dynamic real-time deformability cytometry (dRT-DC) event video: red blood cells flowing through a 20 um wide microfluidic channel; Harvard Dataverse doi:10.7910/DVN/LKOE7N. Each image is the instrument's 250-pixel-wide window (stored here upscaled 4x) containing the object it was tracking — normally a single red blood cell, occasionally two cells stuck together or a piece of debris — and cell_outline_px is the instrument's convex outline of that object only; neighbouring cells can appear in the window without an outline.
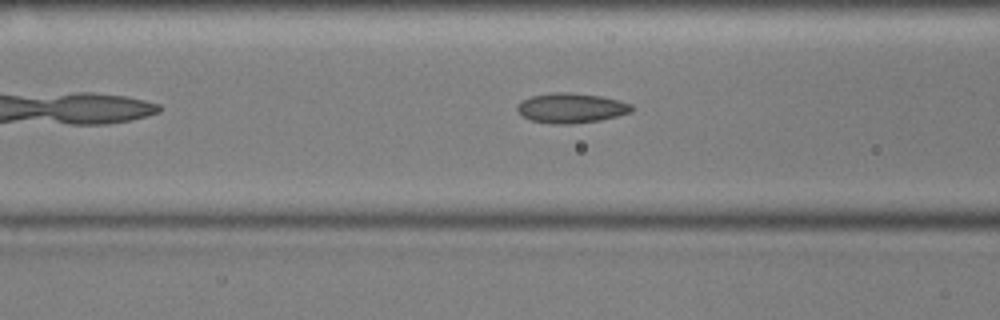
{"species": "common noctule bat (a hibernating species)", "species_latin": "Nyctalus noctula", "temperature_condition": "cold", "stored_images_in_passage": 32, "camera_frame_rate_fps": 3000, "um_per_image_px": 0.085, "animal": {"sex": "male", "body_mass_g": 17.9, "forearm_length_mm": 54.2}, "frame": {"image": 1, "passage_image": 9, "time_ms": 2.667, "image_size_px": [1000, 320], "cell_outline_px": [[636, 108], [632, 112], [600, 120], [568, 124], [548, 124], [532, 120], [524, 116], [516, 108], [516, 104], [520, 100], [532, 96], [552, 92], [568, 92], [600, 96], [620, 100], [632, 104]], "centroid_in_image_um": [48.56, 9.17], "position_along_channel_um": 118.0, "area_um2": 20.06}}
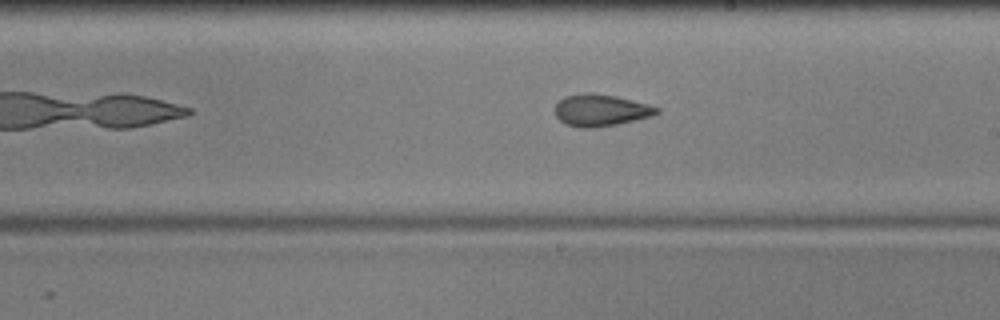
{"frame": {"image": 2, "passage_image": 19, "time_ms": 6.0, "image_size_px": [1000, 320], "cell_outline_px": [[660, 112], [652, 116], [616, 124], [596, 128], [580, 128], [564, 124], [556, 116], [556, 104], [564, 96], [616, 96], [648, 104], [660, 108]], "centroid_in_image_um": [51.1, 9.43], "position_along_channel_um": 237.9, "area_um2": 18.15}}
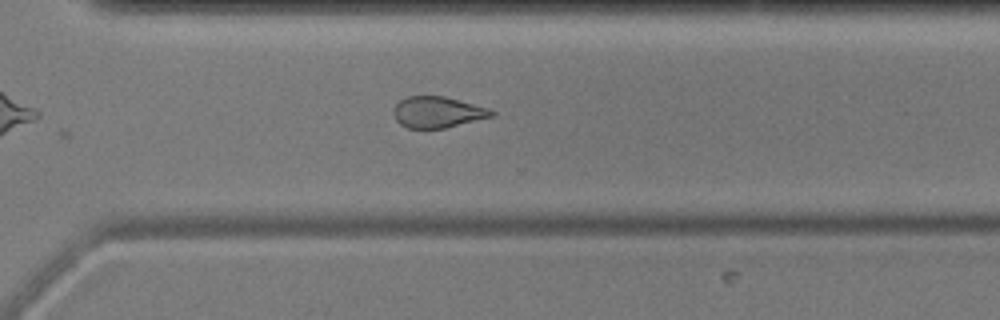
{"frame": {"image": 3, "passage_image": 27, "time_ms": 8.667, "image_size_px": [1000, 320], "cell_outline_px": [[496, 116], [444, 128], [408, 128], [400, 124], [396, 120], [392, 112], [392, 108], [400, 100], [408, 96], [444, 96], [488, 108], [496, 112]], "centroid_in_image_um": [37.19, 9.53], "position_along_channel_um": 333.4, "area_um2": 17.86}, "authors_computed_cell_mechanics": {"area_um2": 18.5827, "velocity_mm_per_s": 3.5954, "shape_relaxation_time_tau1_ms": 9.6245, "shape_relaxation_time_tau2_ms": 4.4564, "deformation_change_tau1": 0.1626, "deformation_change_tau2": 0.1116}}